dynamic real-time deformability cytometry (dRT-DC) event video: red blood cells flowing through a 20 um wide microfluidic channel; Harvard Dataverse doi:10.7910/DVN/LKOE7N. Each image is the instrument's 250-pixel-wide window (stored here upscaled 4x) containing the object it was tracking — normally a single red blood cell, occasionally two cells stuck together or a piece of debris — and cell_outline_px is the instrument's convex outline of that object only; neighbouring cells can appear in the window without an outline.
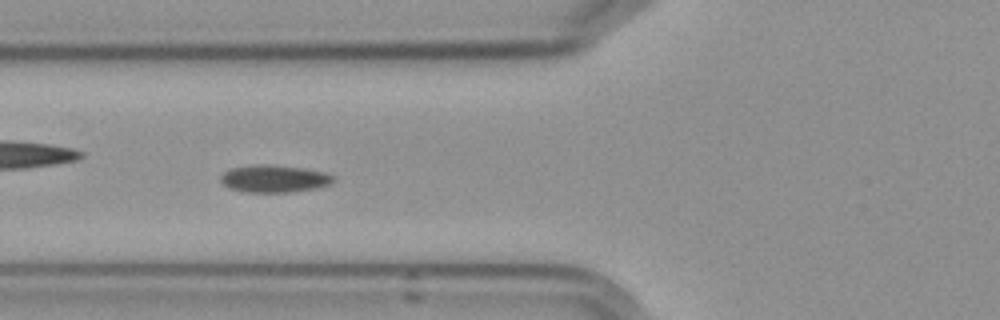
{"species": "Egyptian fruit bat (a non-hibernating species)", "species_latin": "Rousettus aegyptiacus", "temperature_condition": "cold", "stored_images_in_passage": 16, "camera_frame_rate_fps": 3000, "um_per_image_px": 0.085, "frame": {"image": 1, "passage_image": 7, "time_ms": 8.0, "image_size_px": [1000, 320], "cell_outline_px": [[336, 180], [328, 184], [316, 188], [292, 192], [244, 192], [228, 188], [220, 180], [220, 176], [224, 172], [232, 168], [256, 164], [268, 164], [304, 168], [324, 172], [332, 176]], "centroid_in_image_um": [23.28, 15.19], "position_along_channel_um": 102.5, "area_um2": 17.98}}
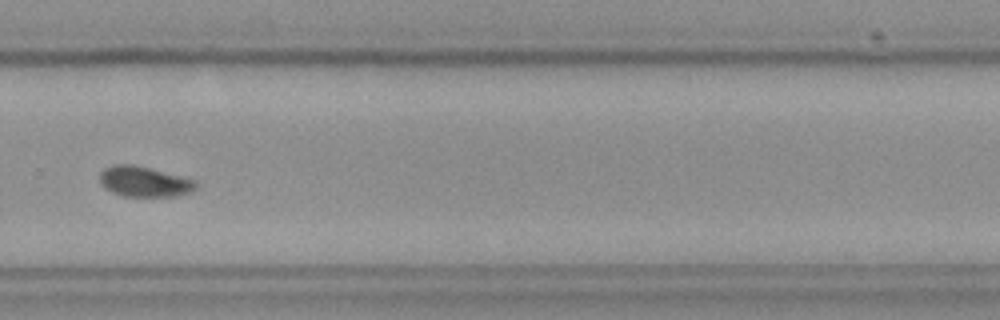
{"frame": {"image": 2, "passage_image": 12, "time_ms": 14.0, "image_size_px": [1000, 320], "cell_outline_px": [[196, 188], [188, 192], [172, 196], [124, 196], [112, 192], [104, 188], [100, 184], [100, 172], [104, 168], [112, 164], [132, 164], [196, 180]], "centroid_in_image_um": [12.19, 15.43], "position_along_channel_um": 317.6, "area_um2": 16.82}}
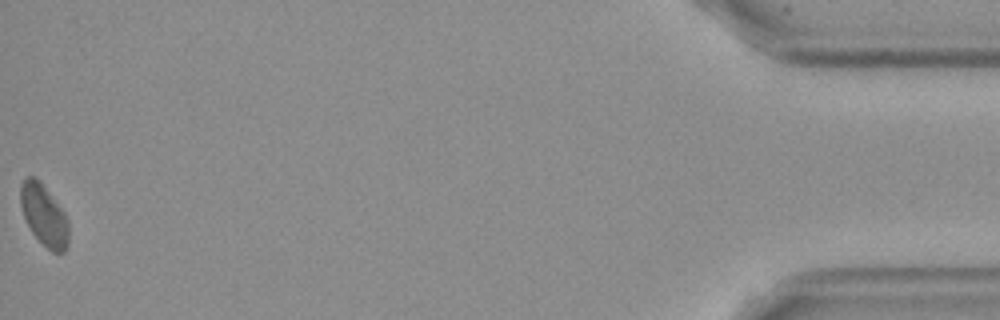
{"frame": {"image": 3, "passage_image": 16, "time_ms": 19.667, "image_size_px": [1000, 320], "cell_outline_px": [[68, 244], [64, 252], [52, 252], [32, 232], [24, 216], [20, 204], [20, 184], [24, 176], [32, 176], [40, 180], [64, 212], [68, 220]], "centroid_in_image_um": [3.73, 18.24], "position_along_channel_um": 431.5, "area_um2": 17.11}, "authors_computed_cell_mechanics": {"area_um2": 17.629, "velocity_mm_per_s": 3.6008, "shape_relaxation_time_tau1_ms": null, "shape_relaxation_time_tau2_ms": 1.3714, "deformation_change_tau1": null, "deformation_change_tau2": 0.0335}}